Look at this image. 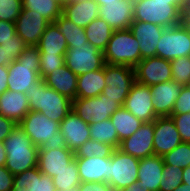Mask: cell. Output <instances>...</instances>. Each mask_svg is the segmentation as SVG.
Returning a JSON list of instances; mask_svg holds the SVG:
<instances>
[{
  "label": "cell",
  "mask_w": 190,
  "mask_h": 191,
  "mask_svg": "<svg viewBox=\"0 0 190 191\" xmlns=\"http://www.w3.org/2000/svg\"><path fill=\"white\" fill-rule=\"evenodd\" d=\"M7 153L5 167L15 176L37 167L39 147L17 124L3 142Z\"/></svg>",
  "instance_id": "cell-1"
},
{
  "label": "cell",
  "mask_w": 190,
  "mask_h": 191,
  "mask_svg": "<svg viewBox=\"0 0 190 191\" xmlns=\"http://www.w3.org/2000/svg\"><path fill=\"white\" fill-rule=\"evenodd\" d=\"M26 95L30 111L43 113L59 123L72 109V100L48 87L41 78L30 86Z\"/></svg>",
  "instance_id": "cell-2"
},
{
  "label": "cell",
  "mask_w": 190,
  "mask_h": 191,
  "mask_svg": "<svg viewBox=\"0 0 190 191\" xmlns=\"http://www.w3.org/2000/svg\"><path fill=\"white\" fill-rule=\"evenodd\" d=\"M186 5L168 4V2L153 0H138L133 2V20L169 28L184 21Z\"/></svg>",
  "instance_id": "cell-3"
},
{
  "label": "cell",
  "mask_w": 190,
  "mask_h": 191,
  "mask_svg": "<svg viewBox=\"0 0 190 191\" xmlns=\"http://www.w3.org/2000/svg\"><path fill=\"white\" fill-rule=\"evenodd\" d=\"M40 51L37 46H28L8 67V90L26 93L40 79Z\"/></svg>",
  "instance_id": "cell-4"
},
{
  "label": "cell",
  "mask_w": 190,
  "mask_h": 191,
  "mask_svg": "<svg viewBox=\"0 0 190 191\" xmlns=\"http://www.w3.org/2000/svg\"><path fill=\"white\" fill-rule=\"evenodd\" d=\"M103 55L109 65L134 68L142 60L140 44L130 29L113 31Z\"/></svg>",
  "instance_id": "cell-5"
},
{
  "label": "cell",
  "mask_w": 190,
  "mask_h": 191,
  "mask_svg": "<svg viewBox=\"0 0 190 191\" xmlns=\"http://www.w3.org/2000/svg\"><path fill=\"white\" fill-rule=\"evenodd\" d=\"M156 47V56L168 61L190 56V28L183 21L165 28Z\"/></svg>",
  "instance_id": "cell-6"
},
{
  "label": "cell",
  "mask_w": 190,
  "mask_h": 191,
  "mask_svg": "<svg viewBox=\"0 0 190 191\" xmlns=\"http://www.w3.org/2000/svg\"><path fill=\"white\" fill-rule=\"evenodd\" d=\"M104 69L106 86L101 94L111 100H116L123 106L130 89L136 82L134 68L105 64Z\"/></svg>",
  "instance_id": "cell-7"
},
{
  "label": "cell",
  "mask_w": 190,
  "mask_h": 191,
  "mask_svg": "<svg viewBox=\"0 0 190 191\" xmlns=\"http://www.w3.org/2000/svg\"><path fill=\"white\" fill-rule=\"evenodd\" d=\"M139 159L114 149L111 154L109 181L114 191H119L138 181Z\"/></svg>",
  "instance_id": "cell-8"
},
{
  "label": "cell",
  "mask_w": 190,
  "mask_h": 191,
  "mask_svg": "<svg viewBox=\"0 0 190 191\" xmlns=\"http://www.w3.org/2000/svg\"><path fill=\"white\" fill-rule=\"evenodd\" d=\"M121 105L116 100L100 94L92 98H75L72 100V109L87 123H97L110 119Z\"/></svg>",
  "instance_id": "cell-9"
},
{
  "label": "cell",
  "mask_w": 190,
  "mask_h": 191,
  "mask_svg": "<svg viewBox=\"0 0 190 191\" xmlns=\"http://www.w3.org/2000/svg\"><path fill=\"white\" fill-rule=\"evenodd\" d=\"M64 57L65 65L77 76L97 71L106 64L103 52L90 43L68 48Z\"/></svg>",
  "instance_id": "cell-10"
},
{
  "label": "cell",
  "mask_w": 190,
  "mask_h": 191,
  "mask_svg": "<svg viewBox=\"0 0 190 191\" xmlns=\"http://www.w3.org/2000/svg\"><path fill=\"white\" fill-rule=\"evenodd\" d=\"M137 83L152 86L172 80L171 63L158 56L143 58L135 67Z\"/></svg>",
  "instance_id": "cell-11"
},
{
  "label": "cell",
  "mask_w": 190,
  "mask_h": 191,
  "mask_svg": "<svg viewBox=\"0 0 190 191\" xmlns=\"http://www.w3.org/2000/svg\"><path fill=\"white\" fill-rule=\"evenodd\" d=\"M19 124L32 143L39 148L60 131L59 122L53 121L37 111H29Z\"/></svg>",
  "instance_id": "cell-12"
},
{
  "label": "cell",
  "mask_w": 190,
  "mask_h": 191,
  "mask_svg": "<svg viewBox=\"0 0 190 191\" xmlns=\"http://www.w3.org/2000/svg\"><path fill=\"white\" fill-rule=\"evenodd\" d=\"M150 86L135 82L129 91L123 107L143 122H153L154 112Z\"/></svg>",
  "instance_id": "cell-13"
},
{
  "label": "cell",
  "mask_w": 190,
  "mask_h": 191,
  "mask_svg": "<svg viewBox=\"0 0 190 191\" xmlns=\"http://www.w3.org/2000/svg\"><path fill=\"white\" fill-rule=\"evenodd\" d=\"M154 121L144 122L130 137L120 142L123 153L138 159L154 155Z\"/></svg>",
  "instance_id": "cell-14"
},
{
  "label": "cell",
  "mask_w": 190,
  "mask_h": 191,
  "mask_svg": "<svg viewBox=\"0 0 190 191\" xmlns=\"http://www.w3.org/2000/svg\"><path fill=\"white\" fill-rule=\"evenodd\" d=\"M50 22L33 10L23 9L15 21L16 33L28 46H37Z\"/></svg>",
  "instance_id": "cell-15"
},
{
  "label": "cell",
  "mask_w": 190,
  "mask_h": 191,
  "mask_svg": "<svg viewBox=\"0 0 190 191\" xmlns=\"http://www.w3.org/2000/svg\"><path fill=\"white\" fill-rule=\"evenodd\" d=\"M154 154L163 157L176 148L182 141L173 119L170 116L154 120Z\"/></svg>",
  "instance_id": "cell-16"
},
{
  "label": "cell",
  "mask_w": 190,
  "mask_h": 191,
  "mask_svg": "<svg viewBox=\"0 0 190 191\" xmlns=\"http://www.w3.org/2000/svg\"><path fill=\"white\" fill-rule=\"evenodd\" d=\"M59 129L67 147L74 153L90 140L89 123L80 118L73 110L60 122Z\"/></svg>",
  "instance_id": "cell-17"
},
{
  "label": "cell",
  "mask_w": 190,
  "mask_h": 191,
  "mask_svg": "<svg viewBox=\"0 0 190 191\" xmlns=\"http://www.w3.org/2000/svg\"><path fill=\"white\" fill-rule=\"evenodd\" d=\"M133 2L129 0H117L99 6V17L105 20L113 31L129 29L133 20Z\"/></svg>",
  "instance_id": "cell-18"
},
{
  "label": "cell",
  "mask_w": 190,
  "mask_h": 191,
  "mask_svg": "<svg viewBox=\"0 0 190 191\" xmlns=\"http://www.w3.org/2000/svg\"><path fill=\"white\" fill-rule=\"evenodd\" d=\"M183 86L176 81H168L150 86L152 103L157 117L170 116Z\"/></svg>",
  "instance_id": "cell-19"
},
{
  "label": "cell",
  "mask_w": 190,
  "mask_h": 191,
  "mask_svg": "<svg viewBox=\"0 0 190 191\" xmlns=\"http://www.w3.org/2000/svg\"><path fill=\"white\" fill-rule=\"evenodd\" d=\"M129 29L140 44L141 58L156 56V47L165 27L143 21H133Z\"/></svg>",
  "instance_id": "cell-20"
},
{
  "label": "cell",
  "mask_w": 190,
  "mask_h": 191,
  "mask_svg": "<svg viewBox=\"0 0 190 191\" xmlns=\"http://www.w3.org/2000/svg\"><path fill=\"white\" fill-rule=\"evenodd\" d=\"M75 158L74 152L69 148H58L54 150H39L37 168L44 175L51 178L57 176Z\"/></svg>",
  "instance_id": "cell-21"
},
{
  "label": "cell",
  "mask_w": 190,
  "mask_h": 191,
  "mask_svg": "<svg viewBox=\"0 0 190 191\" xmlns=\"http://www.w3.org/2000/svg\"><path fill=\"white\" fill-rule=\"evenodd\" d=\"M81 183L108 182L111 157L75 158Z\"/></svg>",
  "instance_id": "cell-22"
},
{
  "label": "cell",
  "mask_w": 190,
  "mask_h": 191,
  "mask_svg": "<svg viewBox=\"0 0 190 191\" xmlns=\"http://www.w3.org/2000/svg\"><path fill=\"white\" fill-rule=\"evenodd\" d=\"M163 165V158L155 154L139 159L138 185L145 190L159 191Z\"/></svg>",
  "instance_id": "cell-23"
},
{
  "label": "cell",
  "mask_w": 190,
  "mask_h": 191,
  "mask_svg": "<svg viewBox=\"0 0 190 191\" xmlns=\"http://www.w3.org/2000/svg\"><path fill=\"white\" fill-rule=\"evenodd\" d=\"M30 111L26 93L7 90L0 95V114L19 124Z\"/></svg>",
  "instance_id": "cell-24"
},
{
  "label": "cell",
  "mask_w": 190,
  "mask_h": 191,
  "mask_svg": "<svg viewBox=\"0 0 190 191\" xmlns=\"http://www.w3.org/2000/svg\"><path fill=\"white\" fill-rule=\"evenodd\" d=\"M62 15L78 27L86 28L94 19L99 17V5L94 0L70 2L62 6Z\"/></svg>",
  "instance_id": "cell-25"
},
{
  "label": "cell",
  "mask_w": 190,
  "mask_h": 191,
  "mask_svg": "<svg viewBox=\"0 0 190 191\" xmlns=\"http://www.w3.org/2000/svg\"><path fill=\"white\" fill-rule=\"evenodd\" d=\"M77 78L66 65L50 72L43 80L46 85L71 100L76 98Z\"/></svg>",
  "instance_id": "cell-26"
},
{
  "label": "cell",
  "mask_w": 190,
  "mask_h": 191,
  "mask_svg": "<svg viewBox=\"0 0 190 191\" xmlns=\"http://www.w3.org/2000/svg\"><path fill=\"white\" fill-rule=\"evenodd\" d=\"M40 55H65L68 45L55 23H50L39 40Z\"/></svg>",
  "instance_id": "cell-27"
},
{
  "label": "cell",
  "mask_w": 190,
  "mask_h": 191,
  "mask_svg": "<svg viewBox=\"0 0 190 191\" xmlns=\"http://www.w3.org/2000/svg\"><path fill=\"white\" fill-rule=\"evenodd\" d=\"M106 86L104 67L77 78L76 98H92L100 95Z\"/></svg>",
  "instance_id": "cell-28"
},
{
  "label": "cell",
  "mask_w": 190,
  "mask_h": 191,
  "mask_svg": "<svg viewBox=\"0 0 190 191\" xmlns=\"http://www.w3.org/2000/svg\"><path fill=\"white\" fill-rule=\"evenodd\" d=\"M110 120L117 131L120 142L130 137L144 123L123 106L111 115Z\"/></svg>",
  "instance_id": "cell-29"
},
{
  "label": "cell",
  "mask_w": 190,
  "mask_h": 191,
  "mask_svg": "<svg viewBox=\"0 0 190 191\" xmlns=\"http://www.w3.org/2000/svg\"><path fill=\"white\" fill-rule=\"evenodd\" d=\"M85 33L88 43L97 47L100 51H104L113 33L110 25L100 17L94 19L86 26Z\"/></svg>",
  "instance_id": "cell-30"
},
{
  "label": "cell",
  "mask_w": 190,
  "mask_h": 191,
  "mask_svg": "<svg viewBox=\"0 0 190 191\" xmlns=\"http://www.w3.org/2000/svg\"><path fill=\"white\" fill-rule=\"evenodd\" d=\"M90 139L105 143L113 147L119 148L120 141L117 131L110 119L97 123H89Z\"/></svg>",
  "instance_id": "cell-31"
},
{
  "label": "cell",
  "mask_w": 190,
  "mask_h": 191,
  "mask_svg": "<svg viewBox=\"0 0 190 191\" xmlns=\"http://www.w3.org/2000/svg\"><path fill=\"white\" fill-rule=\"evenodd\" d=\"M54 23L58 26L59 31L64 35L68 48H77L80 45L88 43L85 29L78 27L62 14Z\"/></svg>",
  "instance_id": "cell-32"
},
{
  "label": "cell",
  "mask_w": 190,
  "mask_h": 191,
  "mask_svg": "<svg viewBox=\"0 0 190 191\" xmlns=\"http://www.w3.org/2000/svg\"><path fill=\"white\" fill-rule=\"evenodd\" d=\"M22 8L37 12L50 23L62 14V5L57 0H22Z\"/></svg>",
  "instance_id": "cell-33"
},
{
  "label": "cell",
  "mask_w": 190,
  "mask_h": 191,
  "mask_svg": "<svg viewBox=\"0 0 190 191\" xmlns=\"http://www.w3.org/2000/svg\"><path fill=\"white\" fill-rule=\"evenodd\" d=\"M52 179L56 191H67L77 188L81 184V180L76 159L74 158L68 165V168L57 173V176H54Z\"/></svg>",
  "instance_id": "cell-34"
},
{
  "label": "cell",
  "mask_w": 190,
  "mask_h": 191,
  "mask_svg": "<svg viewBox=\"0 0 190 191\" xmlns=\"http://www.w3.org/2000/svg\"><path fill=\"white\" fill-rule=\"evenodd\" d=\"M114 148L96 140H88L74 153L75 158L111 157Z\"/></svg>",
  "instance_id": "cell-35"
},
{
  "label": "cell",
  "mask_w": 190,
  "mask_h": 191,
  "mask_svg": "<svg viewBox=\"0 0 190 191\" xmlns=\"http://www.w3.org/2000/svg\"><path fill=\"white\" fill-rule=\"evenodd\" d=\"M164 164L185 169L190 166V143L181 142L163 157Z\"/></svg>",
  "instance_id": "cell-36"
},
{
  "label": "cell",
  "mask_w": 190,
  "mask_h": 191,
  "mask_svg": "<svg viewBox=\"0 0 190 191\" xmlns=\"http://www.w3.org/2000/svg\"><path fill=\"white\" fill-rule=\"evenodd\" d=\"M37 179H40V170L35 167L14 176L11 191H37Z\"/></svg>",
  "instance_id": "cell-37"
},
{
  "label": "cell",
  "mask_w": 190,
  "mask_h": 191,
  "mask_svg": "<svg viewBox=\"0 0 190 191\" xmlns=\"http://www.w3.org/2000/svg\"><path fill=\"white\" fill-rule=\"evenodd\" d=\"M170 63L172 80L182 86H190V56L176 58Z\"/></svg>",
  "instance_id": "cell-38"
},
{
  "label": "cell",
  "mask_w": 190,
  "mask_h": 191,
  "mask_svg": "<svg viewBox=\"0 0 190 191\" xmlns=\"http://www.w3.org/2000/svg\"><path fill=\"white\" fill-rule=\"evenodd\" d=\"M182 178L183 176L181 168L164 164L159 191L175 190L179 185L183 183Z\"/></svg>",
  "instance_id": "cell-39"
},
{
  "label": "cell",
  "mask_w": 190,
  "mask_h": 191,
  "mask_svg": "<svg viewBox=\"0 0 190 191\" xmlns=\"http://www.w3.org/2000/svg\"><path fill=\"white\" fill-rule=\"evenodd\" d=\"M22 10V0H0V20L15 23Z\"/></svg>",
  "instance_id": "cell-40"
},
{
  "label": "cell",
  "mask_w": 190,
  "mask_h": 191,
  "mask_svg": "<svg viewBox=\"0 0 190 191\" xmlns=\"http://www.w3.org/2000/svg\"><path fill=\"white\" fill-rule=\"evenodd\" d=\"M65 55H40V78L65 65Z\"/></svg>",
  "instance_id": "cell-41"
},
{
  "label": "cell",
  "mask_w": 190,
  "mask_h": 191,
  "mask_svg": "<svg viewBox=\"0 0 190 191\" xmlns=\"http://www.w3.org/2000/svg\"><path fill=\"white\" fill-rule=\"evenodd\" d=\"M3 49L7 52V58L13 63L22 52L28 47V45L21 39V37L16 33L13 36V41L2 42L0 44Z\"/></svg>",
  "instance_id": "cell-42"
},
{
  "label": "cell",
  "mask_w": 190,
  "mask_h": 191,
  "mask_svg": "<svg viewBox=\"0 0 190 191\" xmlns=\"http://www.w3.org/2000/svg\"><path fill=\"white\" fill-rule=\"evenodd\" d=\"M175 127L183 142L190 143V112L183 114H171Z\"/></svg>",
  "instance_id": "cell-43"
},
{
  "label": "cell",
  "mask_w": 190,
  "mask_h": 191,
  "mask_svg": "<svg viewBox=\"0 0 190 191\" xmlns=\"http://www.w3.org/2000/svg\"><path fill=\"white\" fill-rule=\"evenodd\" d=\"M190 112V86H183L175 102L172 114H183Z\"/></svg>",
  "instance_id": "cell-44"
},
{
  "label": "cell",
  "mask_w": 190,
  "mask_h": 191,
  "mask_svg": "<svg viewBox=\"0 0 190 191\" xmlns=\"http://www.w3.org/2000/svg\"><path fill=\"white\" fill-rule=\"evenodd\" d=\"M58 148H68L61 131H58L52 138L48 139L39 150H54Z\"/></svg>",
  "instance_id": "cell-45"
},
{
  "label": "cell",
  "mask_w": 190,
  "mask_h": 191,
  "mask_svg": "<svg viewBox=\"0 0 190 191\" xmlns=\"http://www.w3.org/2000/svg\"><path fill=\"white\" fill-rule=\"evenodd\" d=\"M15 34V23L0 20V44H2V42L13 41Z\"/></svg>",
  "instance_id": "cell-46"
},
{
  "label": "cell",
  "mask_w": 190,
  "mask_h": 191,
  "mask_svg": "<svg viewBox=\"0 0 190 191\" xmlns=\"http://www.w3.org/2000/svg\"><path fill=\"white\" fill-rule=\"evenodd\" d=\"M14 175L5 167L0 166V191H11Z\"/></svg>",
  "instance_id": "cell-47"
},
{
  "label": "cell",
  "mask_w": 190,
  "mask_h": 191,
  "mask_svg": "<svg viewBox=\"0 0 190 191\" xmlns=\"http://www.w3.org/2000/svg\"><path fill=\"white\" fill-rule=\"evenodd\" d=\"M16 125L17 123L13 120L0 114V142H4L6 137L12 132Z\"/></svg>",
  "instance_id": "cell-48"
},
{
  "label": "cell",
  "mask_w": 190,
  "mask_h": 191,
  "mask_svg": "<svg viewBox=\"0 0 190 191\" xmlns=\"http://www.w3.org/2000/svg\"><path fill=\"white\" fill-rule=\"evenodd\" d=\"M79 191H114L107 182L81 183L78 186Z\"/></svg>",
  "instance_id": "cell-49"
},
{
  "label": "cell",
  "mask_w": 190,
  "mask_h": 191,
  "mask_svg": "<svg viewBox=\"0 0 190 191\" xmlns=\"http://www.w3.org/2000/svg\"><path fill=\"white\" fill-rule=\"evenodd\" d=\"M37 191H56L53 179L40 172V179H37Z\"/></svg>",
  "instance_id": "cell-50"
},
{
  "label": "cell",
  "mask_w": 190,
  "mask_h": 191,
  "mask_svg": "<svg viewBox=\"0 0 190 191\" xmlns=\"http://www.w3.org/2000/svg\"><path fill=\"white\" fill-rule=\"evenodd\" d=\"M8 67L0 65V95L8 90Z\"/></svg>",
  "instance_id": "cell-51"
},
{
  "label": "cell",
  "mask_w": 190,
  "mask_h": 191,
  "mask_svg": "<svg viewBox=\"0 0 190 191\" xmlns=\"http://www.w3.org/2000/svg\"><path fill=\"white\" fill-rule=\"evenodd\" d=\"M11 61L7 58V52L0 46V65L9 67Z\"/></svg>",
  "instance_id": "cell-52"
},
{
  "label": "cell",
  "mask_w": 190,
  "mask_h": 191,
  "mask_svg": "<svg viewBox=\"0 0 190 191\" xmlns=\"http://www.w3.org/2000/svg\"><path fill=\"white\" fill-rule=\"evenodd\" d=\"M7 160V153L3 142H0V166H5Z\"/></svg>",
  "instance_id": "cell-53"
},
{
  "label": "cell",
  "mask_w": 190,
  "mask_h": 191,
  "mask_svg": "<svg viewBox=\"0 0 190 191\" xmlns=\"http://www.w3.org/2000/svg\"><path fill=\"white\" fill-rule=\"evenodd\" d=\"M182 176L183 183L190 186V166H188L185 169H182Z\"/></svg>",
  "instance_id": "cell-54"
},
{
  "label": "cell",
  "mask_w": 190,
  "mask_h": 191,
  "mask_svg": "<svg viewBox=\"0 0 190 191\" xmlns=\"http://www.w3.org/2000/svg\"><path fill=\"white\" fill-rule=\"evenodd\" d=\"M119 191H149V190H145V189H142L137 182L131 184L130 186L128 187H125Z\"/></svg>",
  "instance_id": "cell-55"
},
{
  "label": "cell",
  "mask_w": 190,
  "mask_h": 191,
  "mask_svg": "<svg viewBox=\"0 0 190 191\" xmlns=\"http://www.w3.org/2000/svg\"><path fill=\"white\" fill-rule=\"evenodd\" d=\"M184 22L190 28V2H187V5L184 11Z\"/></svg>",
  "instance_id": "cell-56"
},
{
  "label": "cell",
  "mask_w": 190,
  "mask_h": 191,
  "mask_svg": "<svg viewBox=\"0 0 190 191\" xmlns=\"http://www.w3.org/2000/svg\"><path fill=\"white\" fill-rule=\"evenodd\" d=\"M153 1H161L168 2V4H187L190 0H153Z\"/></svg>",
  "instance_id": "cell-57"
},
{
  "label": "cell",
  "mask_w": 190,
  "mask_h": 191,
  "mask_svg": "<svg viewBox=\"0 0 190 191\" xmlns=\"http://www.w3.org/2000/svg\"><path fill=\"white\" fill-rule=\"evenodd\" d=\"M173 191H190V186L187 184L182 183Z\"/></svg>",
  "instance_id": "cell-58"
},
{
  "label": "cell",
  "mask_w": 190,
  "mask_h": 191,
  "mask_svg": "<svg viewBox=\"0 0 190 191\" xmlns=\"http://www.w3.org/2000/svg\"><path fill=\"white\" fill-rule=\"evenodd\" d=\"M99 6L106 5V3L117 2V0H94Z\"/></svg>",
  "instance_id": "cell-59"
},
{
  "label": "cell",
  "mask_w": 190,
  "mask_h": 191,
  "mask_svg": "<svg viewBox=\"0 0 190 191\" xmlns=\"http://www.w3.org/2000/svg\"><path fill=\"white\" fill-rule=\"evenodd\" d=\"M62 6L70 3L72 0H57Z\"/></svg>",
  "instance_id": "cell-60"
},
{
  "label": "cell",
  "mask_w": 190,
  "mask_h": 191,
  "mask_svg": "<svg viewBox=\"0 0 190 191\" xmlns=\"http://www.w3.org/2000/svg\"><path fill=\"white\" fill-rule=\"evenodd\" d=\"M85 0H72L71 2H80V3H82V2H84Z\"/></svg>",
  "instance_id": "cell-61"
},
{
  "label": "cell",
  "mask_w": 190,
  "mask_h": 191,
  "mask_svg": "<svg viewBox=\"0 0 190 191\" xmlns=\"http://www.w3.org/2000/svg\"><path fill=\"white\" fill-rule=\"evenodd\" d=\"M67 191H79V190H78V187H77V188L69 189Z\"/></svg>",
  "instance_id": "cell-62"
}]
</instances>
